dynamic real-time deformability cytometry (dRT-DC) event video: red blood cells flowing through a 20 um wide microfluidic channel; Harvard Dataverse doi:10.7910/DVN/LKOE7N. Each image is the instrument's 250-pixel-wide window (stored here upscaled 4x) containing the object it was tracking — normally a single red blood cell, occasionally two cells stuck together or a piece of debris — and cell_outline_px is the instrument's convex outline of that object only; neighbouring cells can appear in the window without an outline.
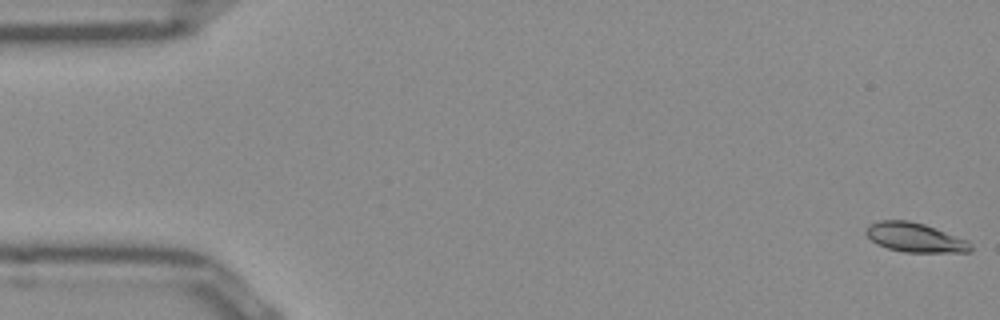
{"species": "Egyptian fruit bat (a non-hibernating species)", "species_latin": "Rousettus aegyptiacus", "temperature_condition": "room temperature", "stored_images_in_passage": 52, "camera_frame_rate_fps": 3000, "um_per_image_px": 0.085, "frame": {"image": 1, "passage_image": 1, "time_ms": 0.0, "image_size_px": [1000, 320], "cell_outline_px": [[972, 252], [904, 252], [888, 248], [876, 244], [864, 232], [864, 228], [880, 220], [908, 220], [924, 224], [968, 240], [972, 244]], "centroid_in_image_um": [77.78, 20.19], "position_along_channel_um": 7.2, "area_um2": 17.86}}
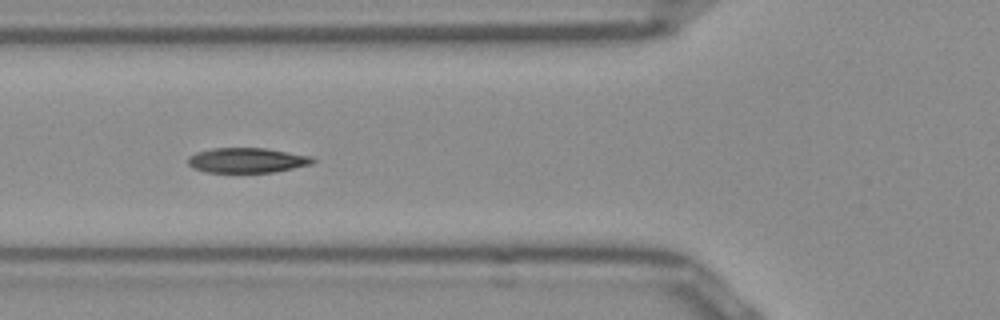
{"frame": {"image": 2, "passage_image": 19, "time_ms": 6.0, "image_size_px": [1000, 320], "cell_outline_px": [[316, 160], [312, 164], [272, 172], [204, 172], [192, 168], [188, 164], [188, 156], [196, 152], [212, 148], [264, 148], [312, 156]], "centroid_in_image_um": [20.96, 13.62], "position_along_channel_um": 104.8, "area_um2": 18.15}}
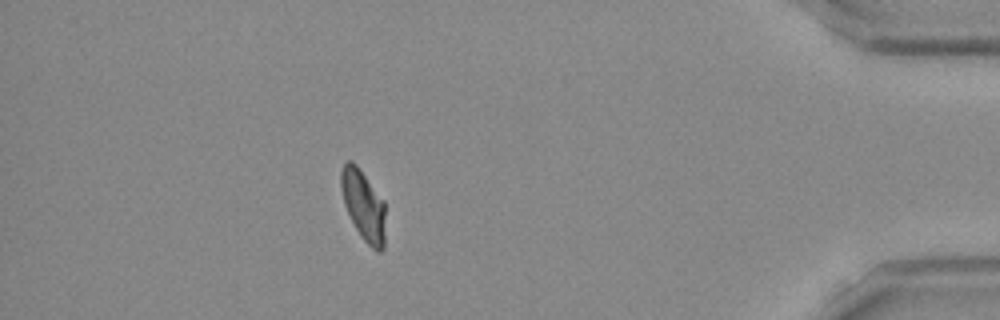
{"frame": {"image": 3, "passage_image": 46, "time_ms": 15.0, "image_size_px": [1000, 320], "cell_outline_px": [[384, 248], [380, 252], [376, 252], [360, 236], [344, 204], [340, 188], [340, 172], [344, 160], [352, 160], [356, 164], [384, 200]], "centroid_in_image_um": [30.87, 17.42], "position_along_channel_um": 404.3, "area_um2": 18.26}, "authors_computed_cell_mechanics": {"area_um2": 18.2648, "velocity_mm_per_s": 3.894, "shape_relaxation_time_tau1_ms": 3.5767, "shape_relaxation_time_tau2_ms": 1.1802, "deformation_change_tau1": 0.1421, "deformation_change_tau2": 0.0505}}